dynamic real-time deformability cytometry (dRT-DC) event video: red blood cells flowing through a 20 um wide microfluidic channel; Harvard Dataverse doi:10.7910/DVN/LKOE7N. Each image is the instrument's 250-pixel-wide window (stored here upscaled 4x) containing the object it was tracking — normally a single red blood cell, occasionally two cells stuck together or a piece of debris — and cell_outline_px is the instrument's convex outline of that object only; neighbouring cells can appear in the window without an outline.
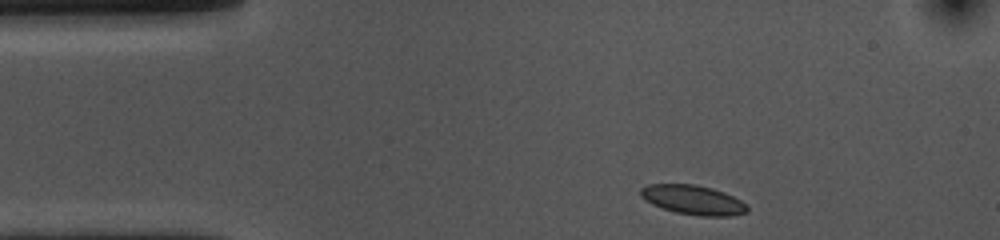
{"species": "common noctule bat (a hibernating species)", "species_latin": "Nyctalus noctula", "temperature_condition": "cold", "stored_images_in_passage": 38, "camera_frame_rate_fps": 3000, "um_per_image_px": 0.085, "animal": {"sex": "female", "body_mass_g": 10.0, "forearm_length_mm": 53.1}, "frame": {"image": 1, "passage_image": 1, "time_ms": 0.0, "image_size_px": [1000, 240], "cell_outline_px": [[748, 212], [732, 216], [700, 216], [676, 212], [652, 204], [640, 196], [640, 188], [648, 184], [696, 184], [712, 188], [724, 192], [748, 204]], "centroid_in_image_um": [58.93, 16.99], "position_along_channel_um": 26.1, "area_um2": 18.32}}
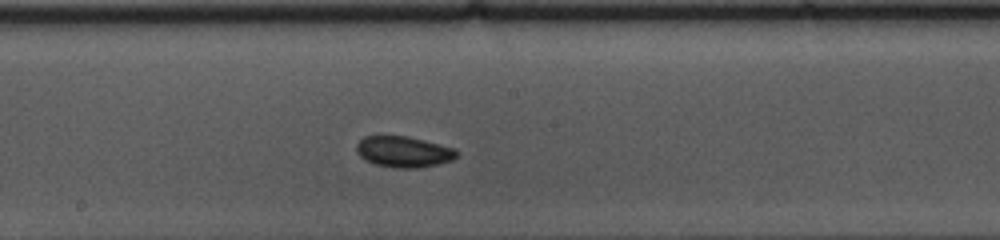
{"frame": {"image": 2, "passage_image": 21, "time_ms": 6.667, "image_size_px": [1000, 240], "cell_outline_px": [[456, 156], [452, 160], [436, 164], [416, 168], [396, 168], [376, 164], [364, 160], [356, 152], [356, 144], [364, 136], [408, 136], [456, 148]], "centroid_in_image_um": [34.28, 12.89], "position_along_channel_um": 213.9, "area_um2": 18.03}}
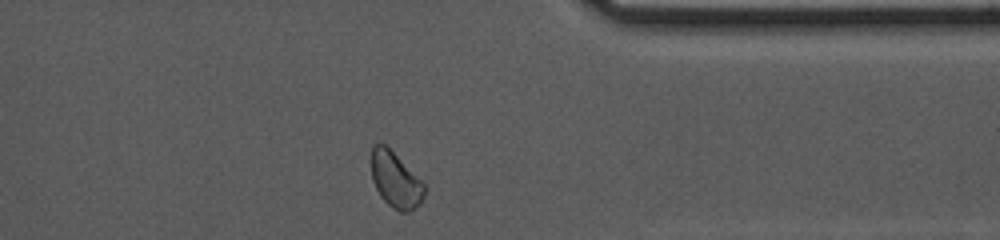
{"frame": {"image": 3, "passage_image": 36, "time_ms": 11.667, "image_size_px": [1000, 240], "cell_outline_px": [[424, 196], [420, 204], [408, 212], [400, 212], [388, 204], [380, 196], [372, 180], [372, 144], [384, 144], [424, 184]], "centroid_in_image_um": [33.6, 15.33], "position_along_channel_um": 377.8, "area_um2": 16.65}, "authors_computed_cell_mechanics": {"area_um2": 17.8024, "velocity_mm_per_s": 3.5086, "shape_relaxation_time_tau1_ms": 2.0589, "shape_relaxation_time_tau2_ms": null, "deformation_change_tau1": 0.0438, "deformation_change_tau2": null}}